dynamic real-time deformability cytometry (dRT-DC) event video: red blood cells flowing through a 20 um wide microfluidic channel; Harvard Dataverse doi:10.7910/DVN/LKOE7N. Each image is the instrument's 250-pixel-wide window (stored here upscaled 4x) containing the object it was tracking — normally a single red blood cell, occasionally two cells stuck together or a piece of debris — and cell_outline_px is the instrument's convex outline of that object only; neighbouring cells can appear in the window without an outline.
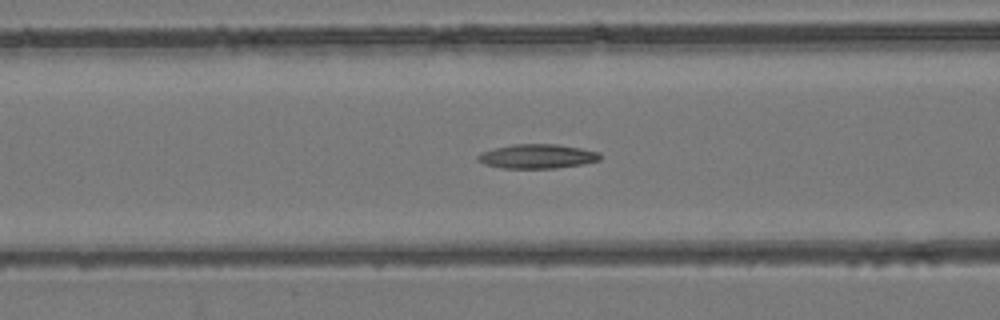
{"species": "common noctule bat (a hibernating species)", "species_latin": "Nyctalus noctula", "temperature_condition": "room temperature", "stored_images_in_passage": 48, "camera_frame_rate_fps": 3000, "um_per_image_px": 0.085, "animal": {"sex": "female", "body_mass_g": 24.6, "forearm_length_mm": 56.2}, "frame": {"image": 1, "passage_image": 20, "time_ms": 6.333, "image_size_px": [1000, 320], "cell_outline_px": [[600, 160], [584, 164], [556, 168], [500, 168], [484, 164], [476, 160], [476, 156], [480, 152], [512, 144], [556, 144], [580, 148], [600, 152]], "centroid_in_image_um": [45.64, 13.29], "position_along_channel_um": 121.0, "area_um2": 17.4}}
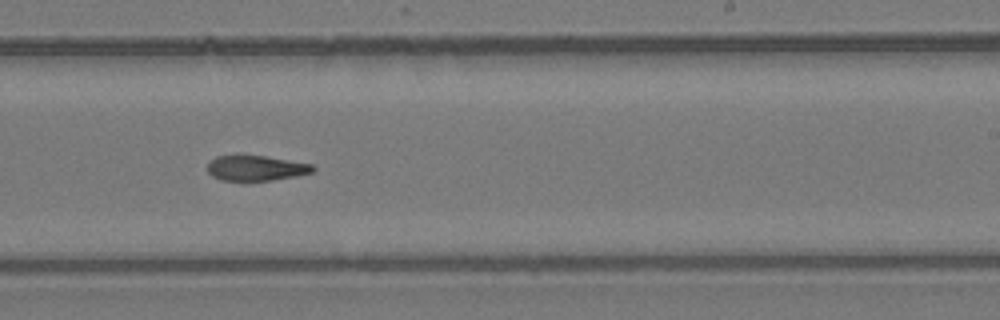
{"frame": {"image": 2, "passage_image": 30, "time_ms": 9.667, "image_size_px": [1000, 320], "cell_outline_px": [[316, 168], [312, 172], [296, 176], [248, 184], [220, 180], [212, 176], [208, 172], [208, 164], [216, 156], [264, 156], [312, 164]], "centroid_in_image_um": [21.73, 14.35], "position_along_channel_um": 267.3, "area_um2": 15.95}}
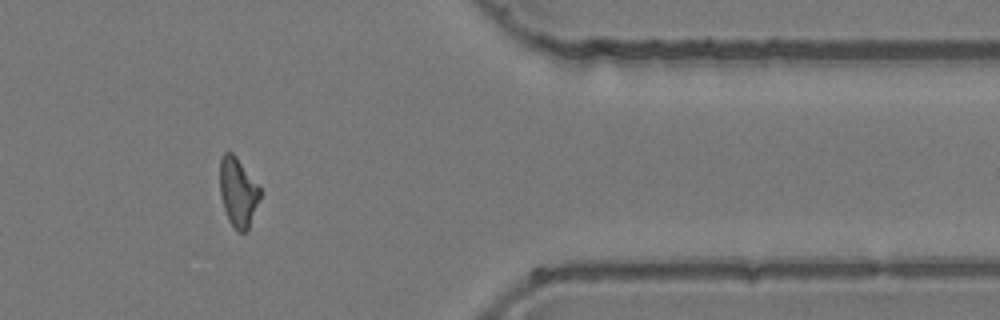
{"frame": {"image": 3, "passage_image": 40, "time_ms": 13.0, "image_size_px": [1000, 320], "cell_outline_px": [[260, 200], [248, 228], [244, 232], [240, 232], [228, 220], [220, 196], [220, 160], [224, 152], [232, 152], [236, 156], [260, 188]], "centroid_in_image_um": [20.22, 16.32], "position_along_channel_um": 391.2, "area_um2": 15.95}}